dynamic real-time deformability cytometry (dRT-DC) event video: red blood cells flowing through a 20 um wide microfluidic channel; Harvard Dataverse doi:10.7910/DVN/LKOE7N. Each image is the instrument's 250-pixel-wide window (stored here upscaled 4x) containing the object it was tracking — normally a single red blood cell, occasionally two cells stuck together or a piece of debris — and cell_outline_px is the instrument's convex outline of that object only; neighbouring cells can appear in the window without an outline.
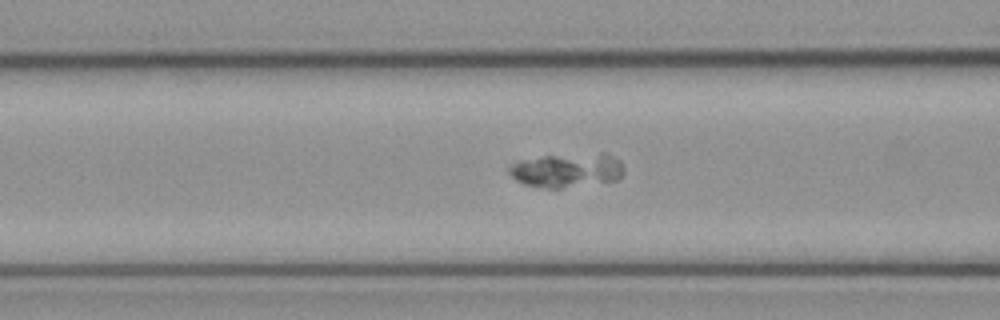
{"species": "common noctule bat (a hibernating species)", "species_latin": "Nyctalus noctula", "temperature_condition": "cold", "stored_images_in_passage": 38, "camera_frame_rate_fps": 3000, "um_per_image_px": 0.085, "animal": {"sex": "female", "body_mass_g": 21.9}, "frame": {"image": 1, "passage_image": 6, "time_ms": 1.667, "image_size_px": [1000, 320], "cell_outline_px": [[624, 172], [616, 180], [560, 188], [548, 188], [524, 184], [516, 180], [508, 172], [508, 168], [512, 164], [520, 160], [544, 156], [600, 152], [608, 152], [620, 160], [624, 168]], "centroid_in_image_um": [48.23, 14.44], "position_along_channel_um": 118.4, "area_um2": 22.95}}
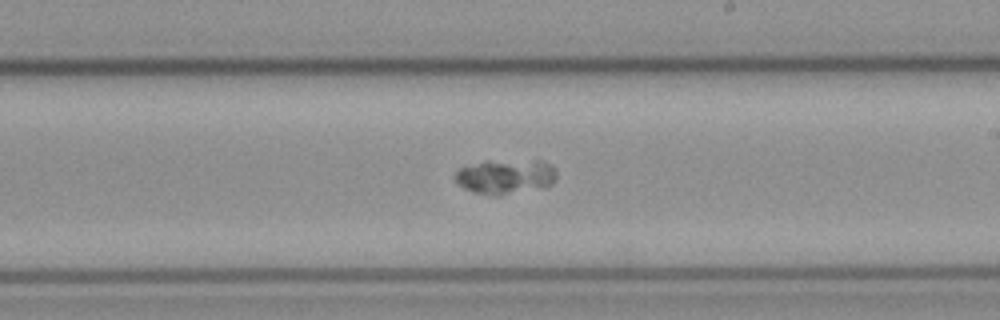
{"frame": {"image": 2, "passage_image": 16, "time_ms": 5.0, "image_size_px": [1000, 320], "cell_outline_px": [[556, 180], [552, 184], [544, 188], [496, 196], [472, 192], [464, 188], [452, 176], [460, 168], [484, 160], [540, 160], [552, 164], [556, 168]], "centroid_in_image_um": [43.01, 15.0], "position_along_channel_um": 246.0, "area_um2": 21.04}}
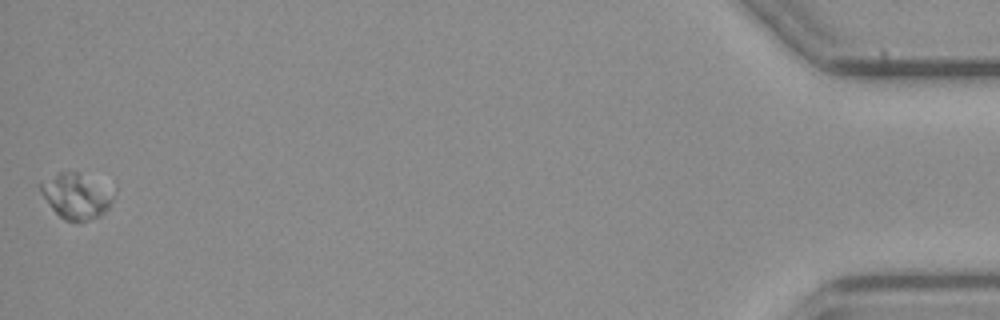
{"frame": {"image": 3, "passage_image": 38, "time_ms": 12.333, "image_size_px": [1000, 320], "cell_outline_px": [[116, 192], [108, 208], [100, 216], [88, 220], [64, 220], [52, 208], [44, 196], [40, 188], [40, 184], [60, 172], [76, 172], [116, 184]], "centroid_in_image_um": [6.64, 16.62], "position_along_channel_um": 428.6, "area_um2": 19.59}}